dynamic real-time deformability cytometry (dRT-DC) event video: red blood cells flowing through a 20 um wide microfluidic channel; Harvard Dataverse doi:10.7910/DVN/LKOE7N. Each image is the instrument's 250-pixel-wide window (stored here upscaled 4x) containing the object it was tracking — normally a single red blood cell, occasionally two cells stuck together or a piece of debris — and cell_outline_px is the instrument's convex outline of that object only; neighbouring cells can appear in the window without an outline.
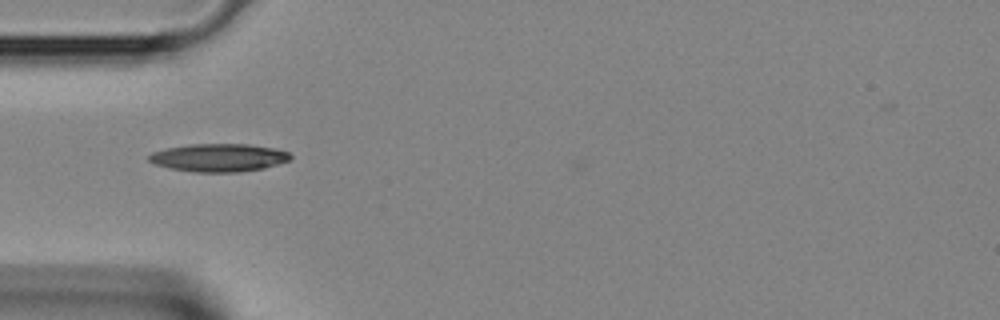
{"species": "Egyptian fruit bat (a non-hibernating species)", "species_latin": "Rousettus aegyptiacus", "temperature_condition": "room temperature", "stored_images_in_passage": 1, "camera_frame_rate_fps": 3000, "um_per_image_px": 0.085, "animal": {"sex": "female"}, "frame": {"image": 1, "passage_image": 1, "time_ms": 0.0, "image_size_px": [1000, 320], "cell_outline_px": [[292, 160], [264, 168], [240, 172], [196, 172], [168, 168], [156, 164], [148, 160], [148, 156], [152, 152], [168, 148], [192, 144], [248, 144], [276, 148], [288, 152], [292, 156]], "centroid_in_image_um": [18.64, 13.4], "position_along_channel_um": 66.4, "area_um2": 23.12}}